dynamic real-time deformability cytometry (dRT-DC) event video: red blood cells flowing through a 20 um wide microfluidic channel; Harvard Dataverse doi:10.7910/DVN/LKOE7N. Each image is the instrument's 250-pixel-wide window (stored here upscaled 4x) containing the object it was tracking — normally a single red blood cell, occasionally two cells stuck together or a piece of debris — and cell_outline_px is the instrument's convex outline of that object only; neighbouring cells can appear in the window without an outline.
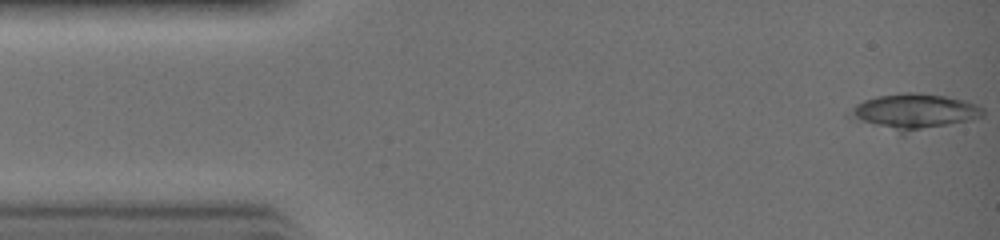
{"species": "common noctule bat (a hibernating species)", "species_latin": "Nyctalus noctula", "temperature_condition": "warm", "stored_images_in_passage": 11, "camera_frame_rate_fps": 3000, "um_per_image_px": 0.085, "animal": {"sex": "female", "body_mass_g": 19.0, "forearm_length_mm": 51.5}, "frame": {"image": 1, "passage_image": 1, "time_ms": 0.0, "image_size_px": [1000, 240], "cell_outline_px": [[984, 116], [972, 120], [904, 136], [900, 136], [844, 116], [844, 112], [856, 104], [864, 100], [876, 96], [904, 92], [920, 92], [944, 96], [964, 100], [976, 104], [984, 108]], "centroid_in_image_um": [77.63, 9.54], "position_along_channel_um": 7.4, "area_um2": 29.19}}
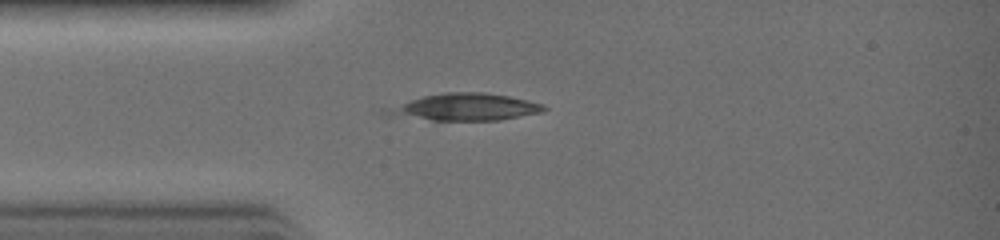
{"frame": {"image": 2, "passage_image": 8, "time_ms": 2.333, "image_size_px": [1000, 240], "cell_outline_px": [[548, 108], [544, 112], [500, 120], [432, 120], [380, 116], [380, 108], [424, 96], [448, 92], [484, 92], [508, 96], [544, 104]], "centroid_in_image_um": [39.39, 9.12], "position_along_channel_um": 45.6, "area_um2": 25.32}}